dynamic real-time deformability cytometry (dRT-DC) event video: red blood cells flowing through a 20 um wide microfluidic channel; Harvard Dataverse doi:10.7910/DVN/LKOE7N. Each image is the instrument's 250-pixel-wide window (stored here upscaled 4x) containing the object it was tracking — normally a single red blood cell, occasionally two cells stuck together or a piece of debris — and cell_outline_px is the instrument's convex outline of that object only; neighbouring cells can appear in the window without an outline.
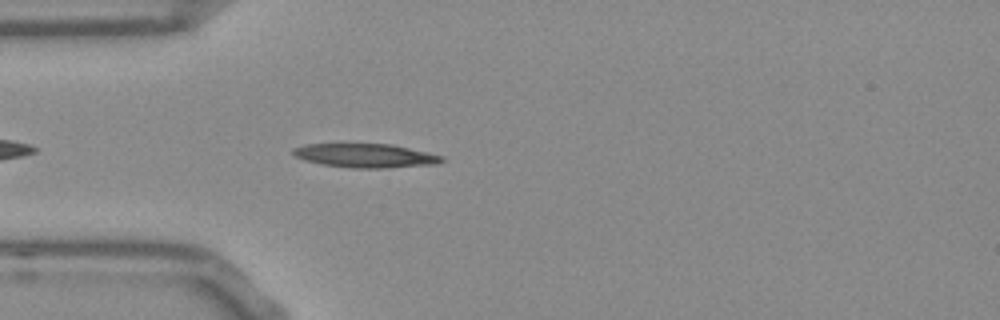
{"species": "Egyptian fruit bat (a non-hibernating species)", "species_latin": "Rousettus aegyptiacus", "temperature_condition": "room temperature", "stored_images_in_passage": 42, "camera_frame_rate_fps": 3000, "um_per_image_px": 0.085, "frame": {"image": 1, "passage_image": 4, "time_ms": 1.0, "image_size_px": [1000, 320], "cell_outline_px": [[444, 160], [436, 164], [384, 168], [352, 168], [324, 164], [308, 160], [296, 156], [292, 152], [292, 148], [304, 144], [392, 144], [428, 152], [444, 156]], "centroid_in_image_um": [31.11, 13.22], "position_along_channel_um": 53.9, "area_um2": 20.52}}
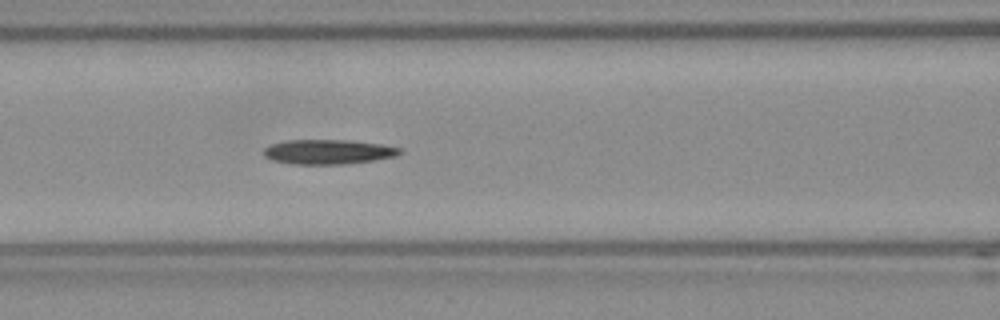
{"frame": {"image": 2, "passage_image": 11, "time_ms": 3.333, "image_size_px": [1000, 320], "cell_outline_px": [[404, 152], [396, 156], [372, 160], [344, 164], [292, 164], [272, 160], [264, 156], [264, 148], [272, 144], [288, 140], [348, 140], [380, 144], [400, 148]], "centroid_in_image_um": [27.89, 12.9], "position_along_channel_um": 138.7, "area_um2": 19.42}}
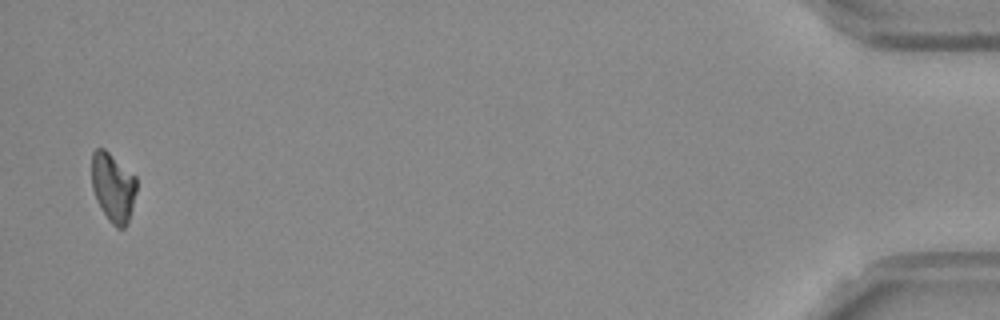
{"frame": {"image": 3, "passage_image": 41, "time_ms": 13.333, "image_size_px": [1000, 320], "cell_outline_px": [[136, 192], [128, 224], [124, 228], [116, 228], [108, 220], [96, 200], [92, 188], [92, 152], [96, 148], [104, 148], [136, 176]], "centroid_in_image_um": [9.61, 15.93], "position_along_channel_um": 425.6, "area_um2": 18.15}, "authors_computed_cell_mechanics": {"area_um2": 19.1029, "velocity_mm_per_s": 3.8059, "shape_relaxation_time_tau1_ms": 4.0896, "shape_relaxation_time_tau2_ms": null, "deformation_change_tau1": 0.1668, "deformation_change_tau2": null}}